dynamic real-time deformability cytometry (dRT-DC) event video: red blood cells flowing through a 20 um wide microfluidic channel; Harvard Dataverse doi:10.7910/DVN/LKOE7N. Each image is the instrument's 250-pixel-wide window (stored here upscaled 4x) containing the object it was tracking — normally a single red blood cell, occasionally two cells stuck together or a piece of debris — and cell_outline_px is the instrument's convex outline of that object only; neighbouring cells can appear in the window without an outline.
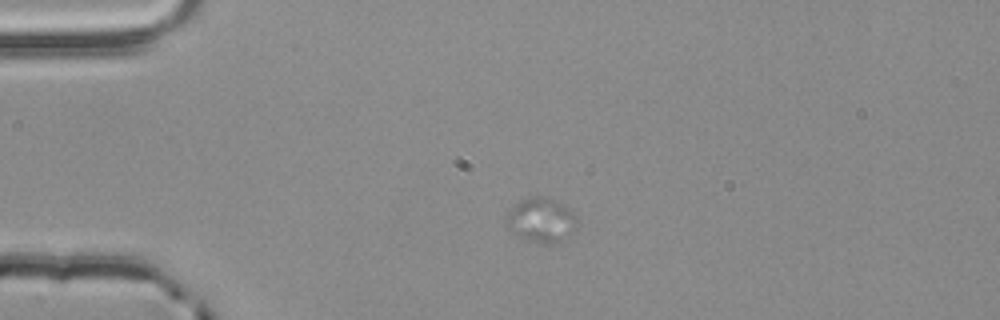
{"species": "common noctule bat (a hibernating species)", "species_latin": "Nyctalus noctula", "temperature_condition": "room temperature", "stored_images_in_passage": 4, "camera_frame_rate_fps": 3000, "um_per_image_px": 0.085, "animal": {"sex": "male", "body_mass_g": 20.4}, "frame": {"image": 1, "passage_image": 3, "time_ms": 0.667, "image_size_px": [1000, 320], "cell_outline_px": [[576, 232], [560, 240], [548, 244], [544, 244], [516, 236], [508, 228], [504, 220], [504, 216], [516, 204], [528, 196], [544, 196], [560, 204], [572, 212], [576, 220]], "centroid_in_image_um": [45.95, 18.72], "position_along_channel_um": 39.0, "area_um2": 18.15}}